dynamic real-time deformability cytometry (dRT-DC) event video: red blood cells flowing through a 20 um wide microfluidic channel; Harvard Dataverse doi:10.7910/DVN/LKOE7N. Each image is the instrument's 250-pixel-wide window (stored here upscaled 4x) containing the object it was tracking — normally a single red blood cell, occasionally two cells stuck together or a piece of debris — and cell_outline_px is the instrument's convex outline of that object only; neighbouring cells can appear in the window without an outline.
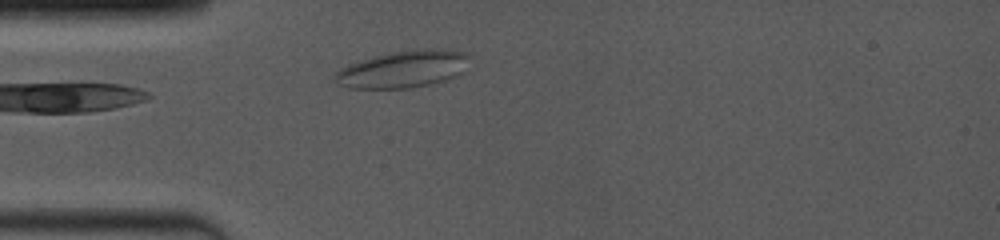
{"species": "common noctule bat (a hibernating species)", "species_latin": "Nyctalus noctula", "temperature_condition": "room temperature", "stored_images_in_passage": 28, "camera_frame_rate_fps": 4000, "um_per_image_px": 0.085, "animal": {"sex": "female", "body_mass_g": 19.0, "forearm_length_mm": 53.3}, "frame": {"image": 1, "passage_image": 1, "time_ms": 0.0, "image_size_px": [1000, 240], "cell_outline_px": [[468, 56], [464, 72], [456, 76], [444, 80], [412, 88], [348, 88], [336, 84], [332, 76], [340, 68], [348, 64], [372, 56], [392, 52], [420, 48], [440, 48], [468, 52]], "centroid_in_image_um": [34.24, 5.86], "position_along_channel_um": 50.8, "area_um2": 29.42}}
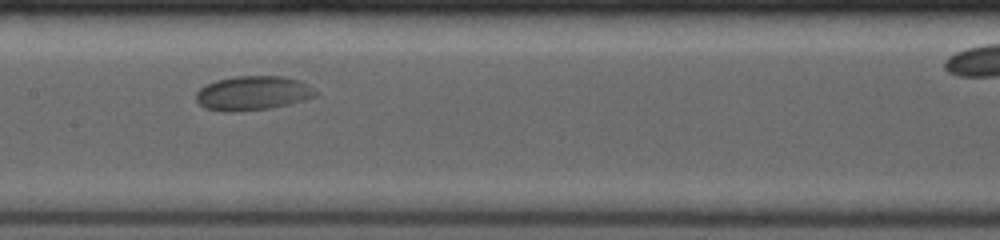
{"frame": {"image": 2, "passage_image": 16, "time_ms": 3.75, "image_size_px": [1000, 240], "cell_outline_px": [[316, 96], [304, 100], [288, 104], [268, 108], [236, 112], [224, 112], [204, 108], [196, 100], [196, 92], [204, 84], [216, 80], [236, 76], [284, 76], [300, 80], [308, 84], [316, 92]], "centroid_in_image_um": [21.46, 7.91], "position_along_channel_um": 185.9, "area_um2": 23.99}}
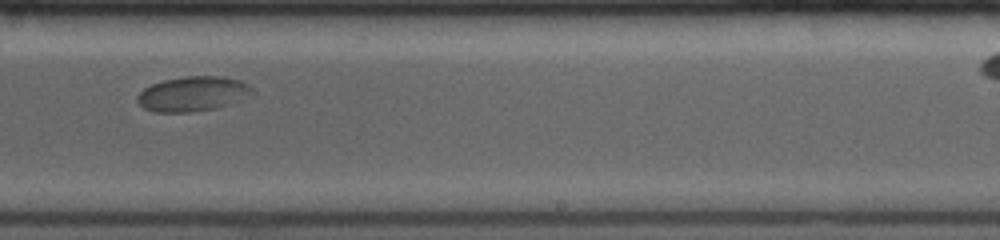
{"frame": {"image": 3, "passage_image": 24, "time_ms": 6.0, "image_size_px": [1000, 240], "cell_outline_px": [[256, 92], [252, 96], [216, 108], [192, 112], [156, 112], [144, 108], [136, 100], [136, 96], [144, 88], [152, 84], [164, 80], [184, 76], [224, 76], [240, 80], [248, 84]], "centroid_in_image_um": [16.42, 7.97], "position_along_channel_um": 272.6, "area_um2": 23.52}}